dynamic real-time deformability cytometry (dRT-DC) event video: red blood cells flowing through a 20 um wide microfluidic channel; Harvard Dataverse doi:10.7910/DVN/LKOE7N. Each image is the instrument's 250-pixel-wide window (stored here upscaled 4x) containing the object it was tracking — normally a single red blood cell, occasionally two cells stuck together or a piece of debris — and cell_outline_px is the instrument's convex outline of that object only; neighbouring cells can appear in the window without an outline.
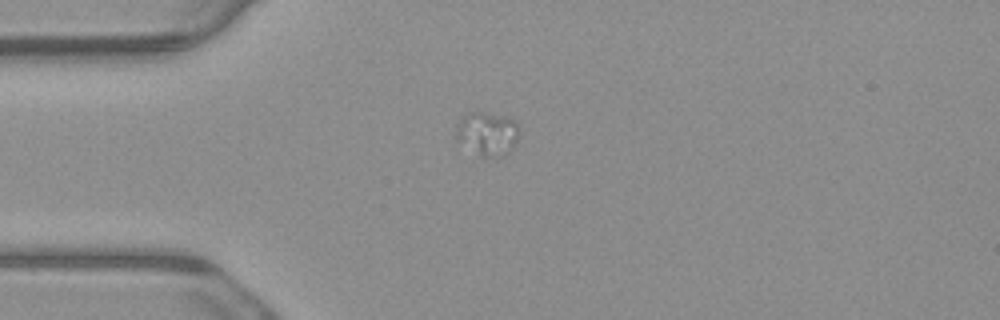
{"species": "common noctule bat (a hibernating species)", "species_latin": "Nyctalus noctula", "temperature_condition": "warm", "stored_images_in_passage": 8, "camera_frame_rate_fps": 3000, "um_per_image_px": 0.085, "animal": {"sex": "male", "body_mass_g": 23.1, "forearm_length_mm": 52.7}, "frame": {"image": 1, "passage_image": 5, "time_ms": 1.333, "image_size_px": [1000, 320], "cell_outline_px": [[520, 136], [516, 144], [508, 152], [500, 156], [480, 156], [456, 140], [456, 128], [460, 116], [464, 112], [484, 112], [508, 116], [516, 120], [520, 128]], "centroid_in_image_um": [41.44, 11.31], "position_along_channel_um": 43.6, "area_um2": 16.53}}